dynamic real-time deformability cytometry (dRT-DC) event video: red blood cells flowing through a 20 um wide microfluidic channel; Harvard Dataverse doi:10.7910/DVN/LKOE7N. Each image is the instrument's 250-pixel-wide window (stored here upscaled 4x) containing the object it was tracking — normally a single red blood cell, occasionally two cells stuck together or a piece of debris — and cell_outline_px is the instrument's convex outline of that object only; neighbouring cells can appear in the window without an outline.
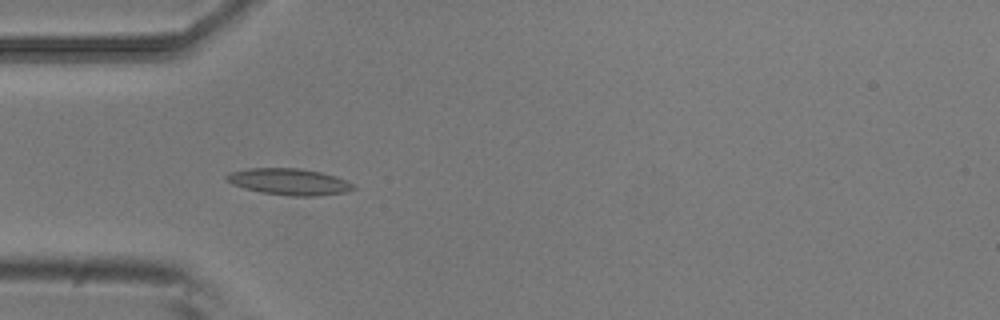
{"species": "common noctule bat (a hibernating species)", "species_latin": "Nyctalus noctula", "temperature_condition": "room temperature", "stored_images_in_passage": 5, "camera_frame_rate_fps": 3000, "um_per_image_px": 0.085, "animal": {"sex": "male", "body_mass_g": 20.5, "forearm_length_mm": 52.5}, "frame": {"image": 1, "passage_image": 4, "time_ms": 1.0, "image_size_px": [1000, 320], "cell_outline_px": [[356, 188], [348, 192], [320, 196], [288, 196], [260, 192], [244, 188], [232, 184], [224, 180], [224, 176], [232, 172], [248, 168], [300, 168], [320, 172], [336, 176], [352, 184]], "centroid_in_image_um": [24.57, 15.45], "position_along_channel_um": 60.4, "area_um2": 19.71}}
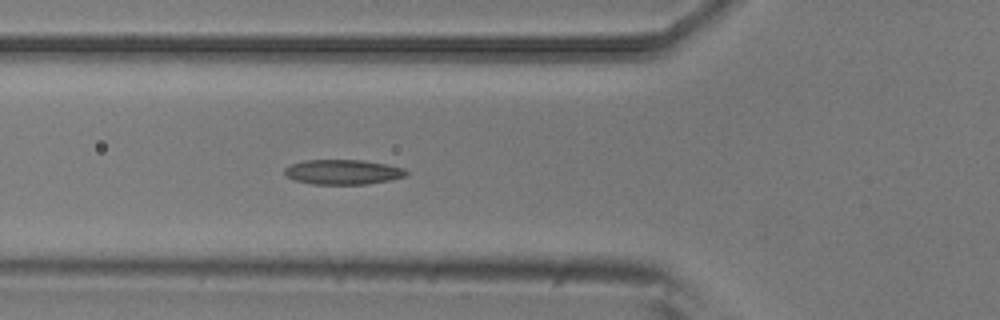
{"frame": {"image": 2, "passage_image": 5, "time_ms": 1.333, "image_size_px": [1000, 320], "cell_outline_px": [[408, 176], [368, 184], [312, 184], [292, 180], [284, 172], [284, 168], [292, 164], [304, 160], [364, 160], [404, 168], [408, 172]], "centroid_in_image_um": [29.14, 14.62], "position_along_channel_um": 96.7, "area_um2": 17.63}}